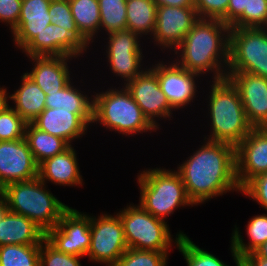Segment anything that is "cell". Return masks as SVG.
<instances>
[{
	"label": "cell",
	"mask_w": 267,
	"mask_h": 266,
	"mask_svg": "<svg viewBox=\"0 0 267 266\" xmlns=\"http://www.w3.org/2000/svg\"><path fill=\"white\" fill-rule=\"evenodd\" d=\"M226 77L238 90L248 122L253 128L267 123V78L247 72Z\"/></svg>",
	"instance_id": "obj_16"
},
{
	"label": "cell",
	"mask_w": 267,
	"mask_h": 266,
	"mask_svg": "<svg viewBox=\"0 0 267 266\" xmlns=\"http://www.w3.org/2000/svg\"><path fill=\"white\" fill-rule=\"evenodd\" d=\"M168 254L128 248L114 266H167Z\"/></svg>",
	"instance_id": "obj_34"
},
{
	"label": "cell",
	"mask_w": 267,
	"mask_h": 266,
	"mask_svg": "<svg viewBox=\"0 0 267 266\" xmlns=\"http://www.w3.org/2000/svg\"><path fill=\"white\" fill-rule=\"evenodd\" d=\"M139 205L154 217L166 221L179 207L192 206L177 170L150 168L138 173Z\"/></svg>",
	"instance_id": "obj_5"
},
{
	"label": "cell",
	"mask_w": 267,
	"mask_h": 266,
	"mask_svg": "<svg viewBox=\"0 0 267 266\" xmlns=\"http://www.w3.org/2000/svg\"><path fill=\"white\" fill-rule=\"evenodd\" d=\"M230 29L231 27L219 19L199 18L173 50L174 55L178 54L174 61L184 69L199 75L213 72V80L226 78Z\"/></svg>",
	"instance_id": "obj_2"
},
{
	"label": "cell",
	"mask_w": 267,
	"mask_h": 266,
	"mask_svg": "<svg viewBox=\"0 0 267 266\" xmlns=\"http://www.w3.org/2000/svg\"><path fill=\"white\" fill-rule=\"evenodd\" d=\"M46 189V183L36 177L10 183L0 193L9 211L27 217L46 233L59 223L62 214L69 208Z\"/></svg>",
	"instance_id": "obj_4"
},
{
	"label": "cell",
	"mask_w": 267,
	"mask_h": 266,
	"mask_svg": "<svg viewBox=\"0 0 267 266\" xmlns=\"http://www.w3.org/2000/svg\"><path fill=\"white\" fill-rule=\"evenodd\" d=\"M177 167L189 199L196 206L229 191H241L236 180L235 146L209 141Z\"/></svg>",
	"instance_id": "obj_1"
},
{
	"label": "cell",
	"mask_w": 267,
	"mask_h": 266,
	"mask_svg": "<svg viewBox=\"0 0 267 266\" xmlns=\"http://www.w3.org/2000/svg\"><path fill=\"white\" fill-rule=\"evenodd\" d=\"M27 122L8 106L0 112V141H13L25 137Z\"/></svg>",
	"instance_id": "obj_36"
},
{
	"label": "cell",
	"mask_w": 267,
	"mask_h": 266,
	"mask_svg": "<svg viewBox=\"0 0 267 266\" xmlns=\"http://www.w3.org/2000/svg\"><path fill=\"white\" fill-rule=\"evenodd\" d=\"M77 160L76 150L71 145L64 152L43 161L38 166V177L44 183L50 181L60 186H82Z\"/></svg>",
	"instance_id": "obj_22"
},
{
	"label": "cell",
	"mask_w": 267,
	"mask_h": 266,
	"mask_svg": "<svg viewBox=\"0 0 267 266\" xmlns=\"http://www.w3.org/2000/svg\"><path fill=\"white\" fill-rule=\"evenodd\" d=\"M240 193L256 201L267 211V172L259 174L249 180Z\"/></svg>",
	"instance_id": "obj_39"
},
{
	"label": "cell",
	"mask_w": 267,
	"mask_h": 266,
	"mask_svg": "<svg viewBox=\"0 0 267 266\" xmlns=\"http://www.w3.org/2000/svg\"><path fill=\"white\" fill-rule=\"evenodd\" d=\"M157 6L194 7V0H153Z\"/></svg>",
	"instance_id": "obj_43"
},
{
	"label": "cell",
	"mask_w": 267,
	"mask_h": 266,
	"mask_svg": "<svg viewBox=\"0 0 267 266\" xmlns=\"http://www.w3.org/2000/svg\"><path fill=\"white\" fill-rule=\"evenodd\" d=\"M257 256L267 258V241L253 251Z\"/></svg>",
	"instance_id": "obj_45"
},
{
	"label": "cell",
	"mask_w": 267,
	"mask_h": 266,
	"mask_svg": "<svg viewBox=\"0 0 267 266\" xmlns=\"http://www.w3.org/2000/svg\"><path fill=\"white\" fill-rule=\"evenodd\" d=\"M45 239L60 252L87 256L91 245L90 215L69 207L59 223L45 233Z\"/></svg>",
	"instance_id": "obj_10"
},
{
	"label": "cell",
	"mask_w": 267,
	"mask_h": 266,
	"mask_svg": "<svg viewBox=\"0 0 267 266\" xmlns=\"http://www.w3.org/2000/svg\"><path fill=\"white\" fill-rule=\"evenodd\" d=\"M38 177V165L25 138L0 141V190L13 182Z\"/></svg>",
	"instance_id": "obj_15"
},
{
	"label": "cell",
	"mask_w": 267,
	"mask_h": 266,
	"mask_svg": "<svg viewBox=\"0 0 267 266\" xmlns=\"http://www.w3.org/2000/svg\"><path fill=\"white\" fill-rule=\"evenodd\" d=\"M157 5L153 0H126V18L129 29L140 38H152L156 24Z\"/></svg>",
	"instance_id": "obj_27"
},
{
	"label": "cell",
	"mask_w": 267,
	"mask_h": 266,
	"mask_svg": "<svg viewBox=\"0 0 267 266\" xmlns=\"http://www.w3.org/2000/svg\"><path fill=\"white\" fill-rule=\"evenodd\" d=\"M69 5L79 32L93 43L100 32L98 0H69Z\"/></svg>",
	"instance_id": "obj_29"
},
{
	"label": "cell",
	"mask_w": 267,
	"mask_h": 266,
	"mask_svg": "<svg viewBox=\"0 0 267 266\" xmlns=\"http://www.w3.org/2000/svg\"><path fill=\"white\" fill-rule=\"evenodd\" d=\"M207 97L211 133L209 141L226 142L235 147L254 129L248 122L238 90L226 77L212 80Z\"/></svg>",
	"instance_id": "obj_3"
},
{
	"label": "cell",
	"mask_w": 267,
	"mask_h": 266,
	"mask_svg": "<svg viewBox=\"0 0 267 266\" xmlns=\"http://www.w3.org/2000/svg\"><path fill=\"white\" fill-rule=\"evenodd\" d=\"M241 266H267V258L259 257L251 252L241 259Z\"/></svg>",
	"instance_id": "obj_42"
},
{
	"label": "cell",
	"mask_w": 267,
	"mask_h": 266,
	"mask_svg": "<svg viewBox=\"0 0 267 266\" xmlns=\"http://www.w3.org/2000/svg\"><path fill=\"white\" fill-rule=\"evenodd\" d=\"M46 108H63L75 114H93V98L73 86L70 81L60 91L47 92Z\"/></svg>",
	"instance_id": "obj_28"
},
{
	"label": "cell",
	"mask_w": 267,
	"mask_h": 266,
	"mask_svg": "<svg viewBox=\"0 0 267 266\" xmlns=\"http://www.w3.org/2000/svg\"><path fill=\"white\" fill-rule=\"evenodd\" d=\"M198 20L195 7L157 6L154 44L174 50Z\"/></svg>",
	"instance_id": "obj_13"
},
{
	"label": "cell",
	"mask_w": 267,
	"mask_h": 266,
	"mask_svg": "<svg viewBox=\"0 0 267 266\" xmlns=\"http://www.w3.org/2000/svg\"><path fill=\"white\" fill-rule=\"evenodd\" d=\"M45 232L23 215L7 211L0 221V246L41 245Z\"/></svg>",
	"instance_id": "obj_23"
},
{
	"label": "cell",
	"mask_w": 267,
	"mask_h": 266,
	"mask_svg": "<svg viewBox=\"0 0 267 266\" xmlns=\"http://www.w3.org/2000/svg\"><path fill=\"white\" fill-rule=\"evenodd\" d=\"M91 245L87 253L90 261L114 266L128 249L123 224L116 213L90 216Z\"/></svg>",
	"instance_id": "obj_9"
},
{
	"label": "cell",
	"mask_w": 267,
	"mask_h": 266,
	"mask_svg": "<svg viewBox=\"0 0 267 266\" xmlns=\"http://www.w3.org/2000/svg\"><path fill=\"white\" fill-rule=\"evenodd\" d=\"M234 72L267 78V28L230 29L227 75Z\"/></svg>",
	"instance_id": "obj_8"
},
{
	"label": "cell",
	"mask_w": 267,
	"mask_h": 266,
	"mask_svg": "<svg viewBox=\"0 0 267 266\" xmlns=\"http://www.w3.org/2000/svg\"><path fill=\"white\" fill-rule=\"evenodd\" d=\"M230 0H194L200 19H219L227 25V9Z\"/></svg>",
	"instance_id": "obj_38"
},
{
	"label": "cell",
	"mask_w": 267,
	"mask_h": 266,
	"mask_svg": "<svg viewBox=\"0 0 267 266\" xmlns=\"http://www.w3.org/2000/svg\"><path fill=\"white\" fill-rule=\"evenodd\" d=\"M238 229L239 227L235 225L230 246L236 266L241 265V259L244 256L267 241V214L255 215L248 221L246 234L250 240L247 244L243 242L244 239Z\"/></svg>",
	"instance_id": "obj_25"
},
{
	"label": "cell",
	"mask_w": 267,
	"mask_h": 266,
	"mask_svg": "<svg viewBox=\"0 0 267 266\" xmlns=\"http://www.w3.org/2000/svg\"><path fill=\"white\" fill-rule=\"evenodd\" d=\"M258 129L267 137V123L261 125Z\"/></svg>",
	"instance_id": "obj_47"
},
{
	"label": "cell",
	"mask_w": 267,
	"mask_h": 266,
	"mask_svg": "<svg viewBox=\"0 0 267 266\" xmlns=\"http://www.w3.org/2000/svg\"><path fill=\"white\" fill-rule=\"evenodd\" d=\"M35 64L32 71L25 74L44 92L63 89L72 79L68 63L75 57L68 56H28ZM69 60V61H68ZM70 72V73H69Z\"/></svg>",
	"instance_id": "obj_20"
},
{
	"label": "cell",
	"mask_w": 267,
	"mask_h": 266,
	"mask_svg": "<svg viewBox=\"0 0 267 266\" xmlns=\"http://www.w3.org/2000/svg\"><path fill=\"white\" fill-rule=\"evenodd\" d=\"M236 180L242 188L255 176L267 172V137L254 128L236 147Z\"/></svg>",
	"instance_id": "obj_18"
},
{
	"label": "cell",
	"mask_w": 267,
	"mask_h": 266,
	"mask_svg": "<svg viewBox=\"0 0 267 266\" xmlns=\"http://www.w3.org/2000/svg\"><path fill=\"white\" fill-rule=\"evenodd\" d=\"M93 114H75L63 108H45L31 123L43 132L58 136L70 145L87 134Z\"/></svg>",
	"instance_id": "obj_19"
},
{
	"label": "cell",
	"mask_w": 267,
	"mask_h": 266,
	"mask_svg": "<svg viewBox=\"0 0 267 266\" xmlns=\"http://www.w3.org/2000/svg\"><path fill=\"white\" fill-rule=\"evenodd\" d=\"M117 214L123 224L128 248L169 252V249L173 246L172 243L177 245L181 236H186V234L179 231L176 238H172L167 222L154 217L139 204L127 205Z\"/></svg>",
	"instance_id": "obj_7"
},
{
	"label": "cell",
	"mask_w": 267,
	"mask_h": 266,
	"mask_svg": "<svg viewBox=\"0 0 267 266\" xmlns=\"http://www.w3.org/2000/svg\"><path fill=\"white\" fill-rule=\"evenodd\" d=\"M176 247L184 256L187 266H229L210 252L199 248L187 235L181 236Z\"/></svg>",
	"instance_id": "obj_33"
},
{
	"label": "cell",
	"mask_w": 267,
	"mask_h": 266,
	"mask_svg": "<svg viewBox=\"0 0 267 266\" xmlns=\"http://www.w3.org/2000/svg\"><path fill=\"white\" fill-rule=\"evenodd\" d=\"M107 35L106 53L109 68L115 76L123 78L125 81L123 85H126L144 71L141 68L144 65H141L143 63L142 49L139 44L141 38L129 29L111 32Z\"/></svg>",
	"instance_id": "obj_11"
},
{
	"label": "cell",
	"mask_w": 267,
	"mask_h": 266,
	"mask_svg": "<svg viewBox=\"0 0 267 266\" xmlns=\"http://www.w3.org/2000/svg\"><path fill=\"white\" fill-rule=\"evenodd\" d=\"M41 245L0 246V266H40Z\"/></svg>",
	"instance_id": "obj_30"
},
{
	"label": "cell",
	"mask_w": 267,
	"mask_h": 266,
	"mask_svg": "<svg viewBox=\"0 0 267 266\" xmlns=\"http://www.w3.org/2000/svg\"><path fill=\"white\" fill-rule=\"evenodd\" d=\"M168 63L160 61L151 69L157 74L161 91L175 111L193 102L198 91L195 81L200 75L184 69L175 61Z\"/></svg>",
	"instance_id": "obj_14"
},
{
	"label": "cell",
	"mask_w": 267,
	"mask_h": 266,
	"mask_svg": "<svg viewBox=\"0 0 267 266\" xmlns=\"http://www.w3.org/2000/svg\"><path fill=\"white\" fill-rule=\"evenodd\" d=\"M24 138L38 166L71 146L62 138L39 130L32 123H27Z\"/></svg>",
	"instance_id": "obj_26"
},
{
	"label": "cell",
	"mask_w": 267,
	"mask_h": 266,
	"mask_svg": "<svg viewBox=\"0 0 267 266\" xmlns=\"http://www.w3.org/2000/svg\"><path fill=\"white\" fill-rule=\"evenodd\" d=\"M98 3L100 31L103 29L108 34L126 29V0H98Z\"/></svg>",
	"instance_id": "obj_31"
},
{
	"label": "cell",
	"mask_w": 267,
	"mask_h": 266,
	"mask_svg": "<svg viewBox=\"0 0 267 266\" xmlns=\"http://www.w3.org/2000/svg\"><path fill=\"white\" fill-rule=\"evenodd\" d=\"M10 93L7 92L6 88L0 87V112L5 110L9 106L8 100H10Z\"/></svg>",
	"instance_id": "obj_44"
},
{
	"label": "cell",
	"mask_w": 267,
	"mask_h": 266,
	"mask_svg": "<svg viewBox=\"0 0 267 266\" xmlns=\"http://www.w3.org/2000/svg\"><path fill=\"white\" fill-rule=\"evenodd\" d=\"M121 89H107L93 95V120L110 131L123 135H136L143 132L157 131L141 108L133 100L131 93L122 86Z\"/></svg>",
	"instance_id": "obj_6"
},
{
	"label": "cell",
	"mask_w": 267,
	"mask_h": 266,
	"mask_svg": "<svg viewBox=\"0 0 267 266\" xmlns=\"http://www.w3.org/2000/svg\"><path fill=\"white\" fill-rule=\"evenodd\" d=\"M86 48L70 31L48 24L22 50L27 56H68L84 54Z\"/></svg>",
	"instance_id": "obj_17"
},
{
	"label": "cell",
	"mask_w": 267,
	"mask_h": 266,
	"mask_svg": "<svg viewBox=\"0 0 267 266\" xmlns=\"http://www.w3.org/2000/svg\"><path fill=\"white\" fill-rule=\"evenodd\" d=\"M131 93L133 100L141 108L143 114L159 130L157 119L171 120L174 110L161 91L157 74L151 69L144 68V71L133 80L124 85Z\"/></svg>",
	"instance_id": "obj_12"
},
{
	"label": "cell",
	"mask_w": 267,
	"mask_h": 266,
	"mask_svg": "<svg viewBox=\"0 0 267 266\" xmlns=\"http://www.w3.org/2000/svg\"><path fill=\"white\" fill-rule=\"evenodd\" d=\"M21 86L10 95L12 107L27 123H31L45 108V92L25 73L21 76Z\"/></svg>",
	"instance_id": "obj_24"
},
{
	"label": "cell",
	"mask_w": 267,
	"mask_h": 266,
	"mask_svg": "<svg viewBox=\"0 0 267 266\" xmlns=\"http://www.w3.org/2000/svg\"><path fill=\"white\" fill-rule=\"evenodd\" d=\"M8 211L7 203L4 196L0 193V221L3 215Z\"/></svg>",
	"instance_id": "obj_46"
},
{
	"label": "cell",
	"mask_w": 267,
	"mask_h": 266,
	"mask_svg": "<svg viewBox=\"0 0 267 266\" xmlns=\"http://www.w3.org/2000/svg\"><path fill=\"white\" fill-rule=\"evenodd\" d=\"M51 0H22L19 21L12 34L13 41L23 49L48 24H51L49 7Z\"/></svg>",
	"instance_id": "obj_21"
},
{
	"label": "cell",
	"mask_w": 267,
	"mask_h": 266,
	"mask_svg": "<svg viewBox=\"0 0 267 266\" xmlns=\"http://www.w3.org/2000/svg\"><path fill=\"white\" fill-rule=\"evenodd\" d=\"M231 28H267V0H248L247 9Z\"/></svg>",
	"instance_id": "obj_35"
},
{
	"label": "cell",
	"mask_w": 267,
	"mask_h": 266,
	"mask_svg": "<svg viewBox=\"0 0 267 266\" xmlns=\"http://www.w3.org/2000/svg\"><path fill=\"white\" fill-rule=\"evenodd\" d=\"M22 0H0V22L9 25L10 32L17 27Z\"/></svg>",
	"instance_id": "obj_40"
},
{
	"label": "cell",
	"mask_w": 267,
	"mask_h": 266,
	"mask_svg": "<svg viewBox=\"0 0 267 266\" xmlns=\"http://www.w3.org/2000/svg\"><path fill=\"white\" fill-rule=\"evenodd\" d=\"M81 258L58 251L46 239L41 243L40 266H81Z\"/></svg>",
	"instance_id": "obj_37"
},
{
	"label": "cell",
	"mask_w": 267,
	"mask_h": 266,
	"mask_svg": "<svg viewBox=\"0 0 267 266\" xmlns=\"http://www.w3.org/2000/svg\"><path fill=\"white\" fill-rule=\"evenodd\" d=\"M248 0H230L227 9V25L230 27L247 9Z\"/></svg>",
	"instance_id": "obj_41"
},
{
	"label": "cell",
	"mask_w": 267,
	"mask_h": 266,
	"mask_svg": "<svg viewBox=\"0 0 267 266\" xmlns=\"http://www.w3.org/2000/svg\"><path fill=\"white\" fill-rule=\"evenodd\" d=\"M51 24L70 31L86 48L91 44L78 30L71 13L69 0H51L49 11Z\"/></svg>",
	"instance_id": "obj_32"
}]
</instances>
